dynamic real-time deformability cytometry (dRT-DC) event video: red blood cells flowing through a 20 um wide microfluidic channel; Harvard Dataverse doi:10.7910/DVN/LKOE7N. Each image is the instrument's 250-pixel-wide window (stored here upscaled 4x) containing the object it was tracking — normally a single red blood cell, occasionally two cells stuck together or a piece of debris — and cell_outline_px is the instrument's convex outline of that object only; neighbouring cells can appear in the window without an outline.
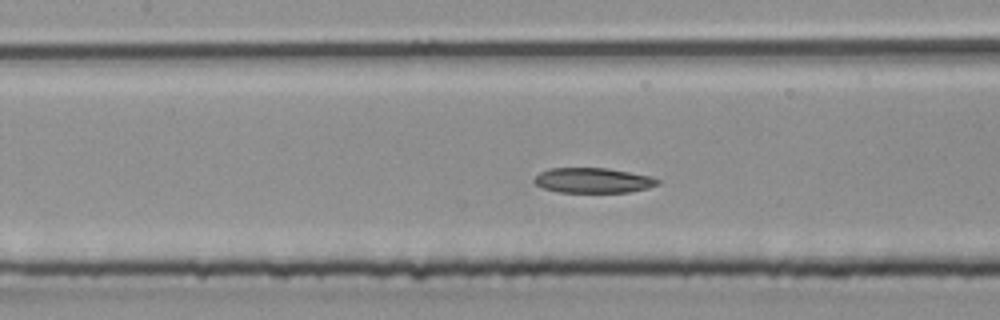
{"species": "common noctule bat (a hibernating species)", "species_latin": "Nyctalus noctula", "temperature_condition": "room temperature", "stored_images_in_passage": 45, "segment_of_instrument_passage": [2, 2], "camera_frame_rate_fps": 3000, "um_per_image_px": 0.085, "animal": {"sex": "male", "body_mass_g": 20.4}, "frame": {"image": 1, "passage_image": 19, "time_ms": 6.0, "image_size_px": [1000, 320], "cell_outline_px": [[660, 184], [648, 188], [628, 192], [556, 192], [544, 188], [536, 184], [532, 180], [540, 172], [548, 168], [608, 168], [652, 176], [660, 180]], "centroid_in_image_um": [50.42, 15.33], "position_along_channel_um": 157.0, "area_um2": 18.15}}
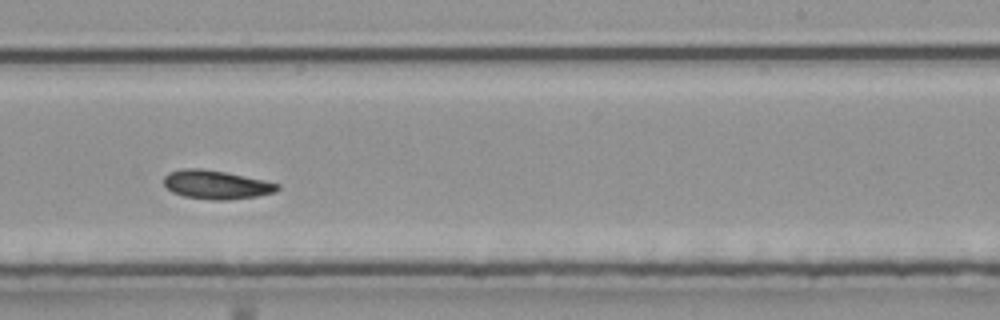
{"frame": {"image": 2, "passage_image": 27, "time_ms": 8.667, "image_size_px": [1000, 320], "cell_outline_px": [[280, 188], [276, 192], [256, 196], [228, 200], [208, 200], [184, 196], [172, 192], [164, 184], [164, 176], [168, 172], [180, 168], [200, 168], [224, 172], [264, 180], [280, 184]], "centroid_in_image_um": [18.36, 15.7], "position_along_channel_um": 270.6, "area_um2": 19.07}}
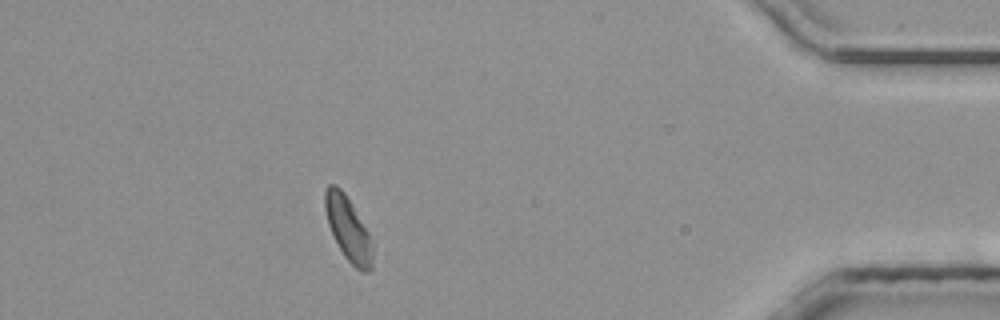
{"frame": {"image": 3, "passage_image": 40, "time_ms": 13.0, "image_size_px": [1000, 320], "cell_outline_px": [[372, 268], [368, 272], [360, 272], [344, 256], [328, 224], [324, 208], [324, 192], [328, 184], [336, 184], [344, 192], [352, 204], [368, 232], [372, 244]], "centroid_in_image_um": [29.58, 19.43], "position_along_channel_um": 405.6, "area_um2": 17.57}}